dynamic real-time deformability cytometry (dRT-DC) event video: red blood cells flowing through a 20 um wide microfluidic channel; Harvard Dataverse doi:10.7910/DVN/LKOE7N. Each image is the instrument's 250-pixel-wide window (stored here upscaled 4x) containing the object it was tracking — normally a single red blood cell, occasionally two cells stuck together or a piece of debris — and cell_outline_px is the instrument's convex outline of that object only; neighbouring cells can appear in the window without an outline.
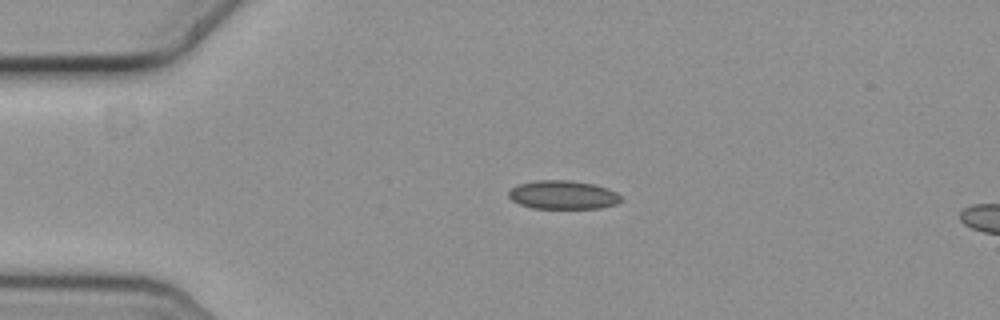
{"species": "common noctule bat (a hibernating species)", "species_latin": "Nyctalus noctula", "temperature_condition": "cold", "stored_images_in_passage": 33, "camera_frame_rate_fps": 3000, "um_per_image_px": 0.085, "animal": {"sex": "female", "body_mass_g": 19.3, "forearm_length_mm": 54.1}, "frame": {"image": 1, "passage_image": 1, "time_ms": 0.0, "image_size_px": [1000, 320], "cell_outline_px": [[620, 200], [616, 204], [600, 208], [532, 208], [520, 204], [512, 200], [508, 196], [508, 192], [512, 188], [520, 184], [536, 180], [568, 180], [592, 184], [608, 188], [616, 192], [620, 196]], "centroid_in_image_um": [47.84, 16.56], "position_along_channel_um": 37.2, "area_um2": 18.55}}
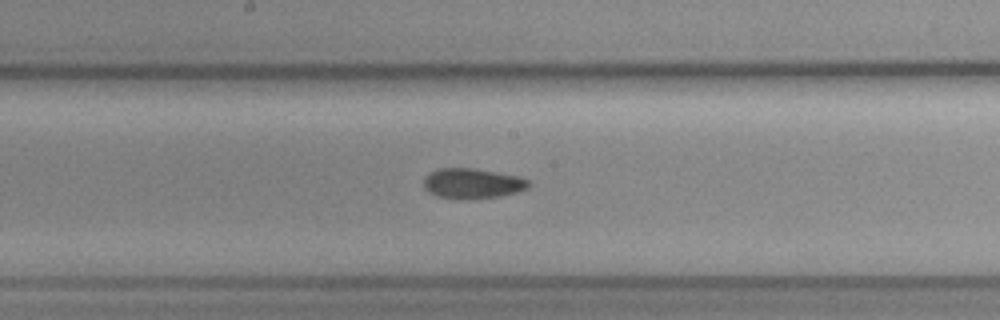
{"frame": {"image": 2, "passage_image": 18, "time_ms": 5.667, "image_size_px": [1000, 320], "cell_outline_px": [[532, 184], [528, 188], [516, 192], [500, 196], [464, 200], [456, 200], [440, 196], [428, 192], [424, 188], [424, 176], [436, 168], [472, 168], [496, 172], [516, 176], [528, 180]], "centroid_in_image_um": [40.12, 15.6], "position_along_channel_um": 208.1, "area_um2": 18.61}}
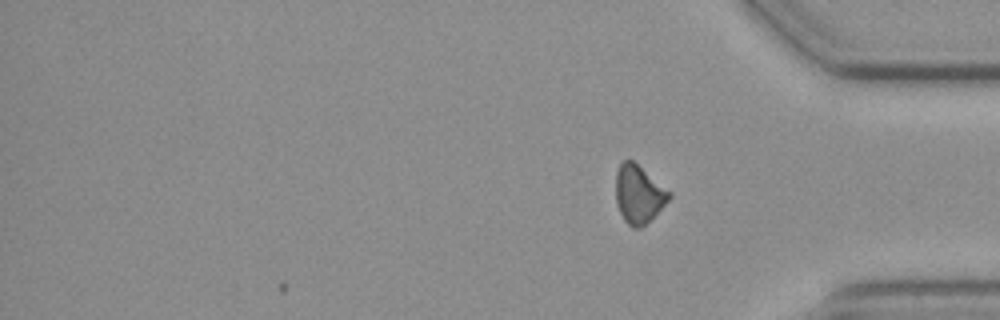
{"frame": {"image": 3, "passage_image": 33, "time_ms": 10.667, "image_size_px": [1000, 320], "cell_outline_px": [[672, 196], [640, 228], [632, 228], [624, 220], [616, 204], [616, 172], [620, 164], [624, 160], [632, 160], [672, 192]], "centroid_in_image_um": [54.27, 16.49], "position_along_channel_um": 380.9, "area_um2": 17.74}, "authors_computed_cell_mechanics": {"area_um2": 18.496, "velocity_mm_per_s": 3.6428, "shape_relaxation_time_tau1_ms": null, "shape_relaxation_time_tau2_ms": 4.7397, "deformation_change_tau1": null, "deformation_change_tau2": 0.1026}}